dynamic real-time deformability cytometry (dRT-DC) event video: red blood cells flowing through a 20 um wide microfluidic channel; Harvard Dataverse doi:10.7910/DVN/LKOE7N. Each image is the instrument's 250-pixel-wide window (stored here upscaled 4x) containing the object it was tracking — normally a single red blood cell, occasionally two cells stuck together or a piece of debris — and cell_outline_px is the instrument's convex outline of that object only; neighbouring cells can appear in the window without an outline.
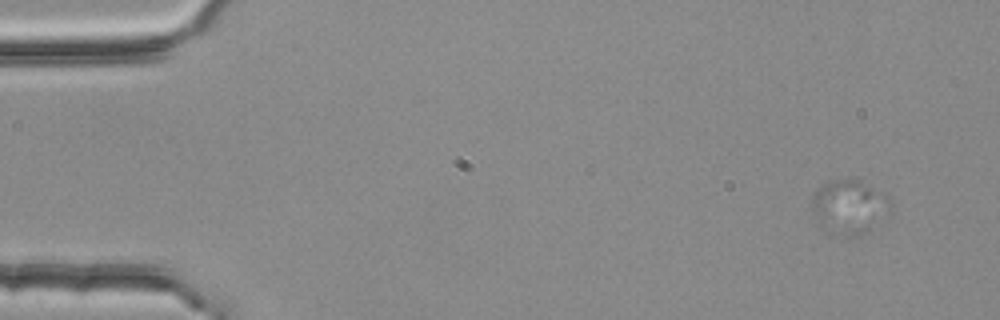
{"species": "common noctule bat (a hibernating species)", "species_latin": "Nyctalus noctula", "temperature_condition": "room temperature", "stored_images_in_passage": 4, "camera_frame_rate_fps": 3000, "um_per_image_px": 0.085, "animal": {"sex": "female", "body_mass_g": 25.1}, "frame": {"image": 1, "passage_image": 2, "time_ms": 0.333, "image_size_px": [1000, 320], "cell_outline_px": [[892, 204], [888, 216], [884, 224], [860, 236], [852, 236], [816, 216], [812, 212], [812, 196], [824, 184], [848, 176], [860, 180], [888, 196], [892, 200]], "centroid_in_image_um": [72.38, 17.5], "position_along_channel_um": 12.6, "area_um2": 24.04}}